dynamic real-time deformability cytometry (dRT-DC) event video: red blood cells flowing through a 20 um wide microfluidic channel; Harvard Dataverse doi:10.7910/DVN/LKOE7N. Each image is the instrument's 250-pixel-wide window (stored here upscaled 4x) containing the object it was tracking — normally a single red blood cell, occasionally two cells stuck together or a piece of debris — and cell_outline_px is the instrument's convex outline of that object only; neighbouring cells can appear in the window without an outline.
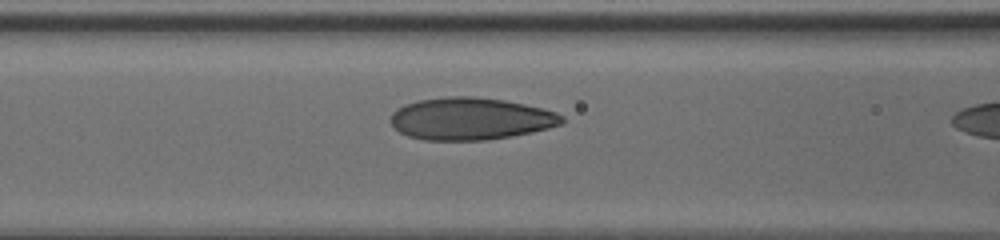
{"species": "human", "species_latin": "Homo sapiens", "temperature_condition": "cold", "stored_images_in_passage": 27, "camera_frame_rate_fps": 3000, "um_per_image_px": 0.085, "donor": {"sex": "male"}, "frame": {"image": 1, "passage_image": 22, "time_ms": 7.0, "image_size_px": [1000, 240], "cell_outline_px": [[564, 120], [560, 124], [548, 128], [532, 132], [484, 140], [424, 140], [408, 136], [400, 132], [392, 124], [392, 112], [396, 108], [404, 104], [416, 100], [448, 96], [472, 96], [504, 100], [524, 104], [556, 112], [564, 116]], "centroid_in_image_um": [39.97, 10.08], "position_along_channel_um": 126.6, "area_um2": 42.02}}
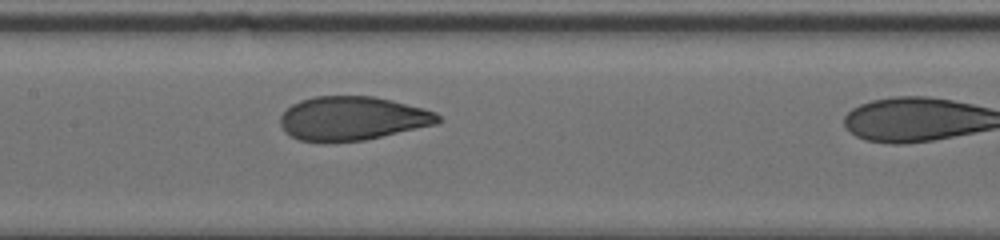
{"frame": {"image": 2, "passage_image": 26, "time_ms": 8.333, "image_size_px": [1000, 240], "cell_outline_px": [[444, 120], [436, 124], [364, 140], [300, 140], [284, 132], [280, 124], [280, 116], [292, 104], [300, 100], [316, 96], [372, 96], [392, 100], [424, 108], [436, 112]], "centroid_in_image_um": [29.98, 10.03], "position_along_channel_um": 177.4, "area_um2": 39.82}}